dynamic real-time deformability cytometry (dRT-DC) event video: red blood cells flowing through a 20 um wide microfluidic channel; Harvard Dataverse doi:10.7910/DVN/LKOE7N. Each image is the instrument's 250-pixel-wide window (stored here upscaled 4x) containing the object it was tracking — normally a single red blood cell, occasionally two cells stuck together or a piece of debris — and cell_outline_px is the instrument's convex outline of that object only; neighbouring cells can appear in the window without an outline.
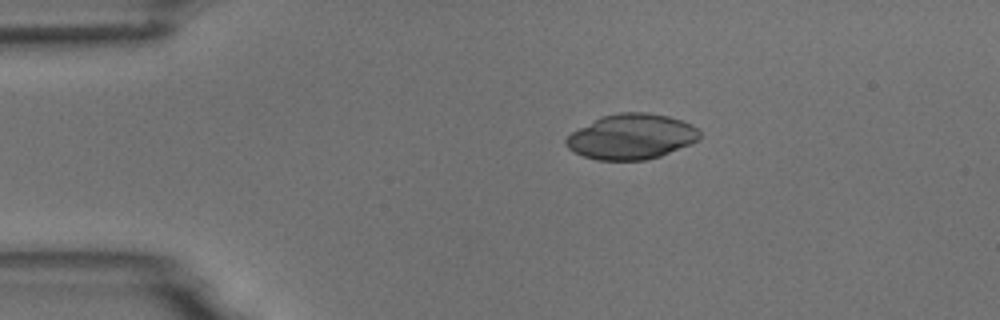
{"species": "common noctule bat (a hibernating species)", "species_latin": "Nyctalus noctula", "temperature_condition": "room temperature", "stored_images_in_passage": 6, "camera_frame_rate_fps": 3000, "um_per_image_px": 0.085, "animal": {"sex": "male", "body_mass_g": 18.8}, "frame": {"image": 1, "passage_image": 3, "time_ms": 2.333, "image_size_px": [1000, 320], "cell_outline_px": [[700, 140], [692, 144], [660, 156], [644, 160], [596, 160], [584, 156], [568, 148], [564, 144], [564, 140], [572, 132], [600, 116], [620, 112], [644, 112], [668, 116], [692, 124], [700, 132]], "centroid_in_image_um": [53.68, 11.61], "position_along_channel_um": 31.3, "area_um2": 35.32}}